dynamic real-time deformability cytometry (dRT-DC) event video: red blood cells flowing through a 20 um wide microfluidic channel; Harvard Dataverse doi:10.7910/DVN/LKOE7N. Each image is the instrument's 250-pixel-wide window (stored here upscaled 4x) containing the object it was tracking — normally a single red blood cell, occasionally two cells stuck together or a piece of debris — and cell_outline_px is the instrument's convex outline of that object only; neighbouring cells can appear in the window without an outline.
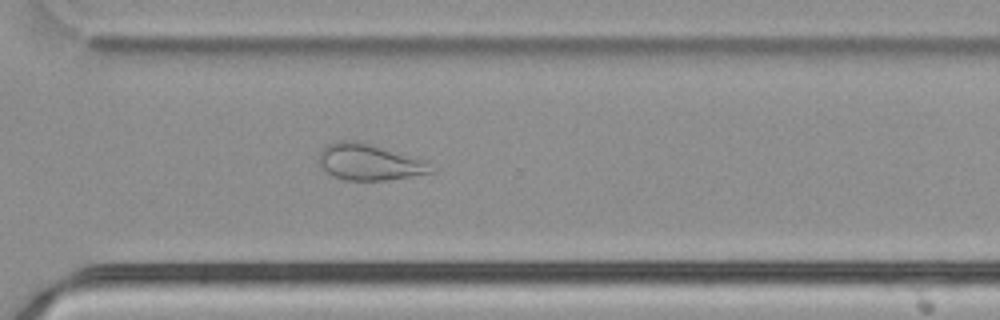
{"species": "common noctule bat (a hibernating species)", "species_latin": "Nyctalus noctula", "temperature_condition": "cold", "stored_images_in_passage": 43, "camera_frame_rate_fps": 3000, "um_per_image_px": 0.085, "animal": {"sex": "male", "body_mass_g": 21.5, "forearm_length_mm": 52.0}, "frame": {"image": 1, "passage_image": 29, "time_ms": 9.333, "image_size_px": [1000, 320], "cell_outline_px": [[436, 172], [384, 180], [344, 180], [332, 176], [316, 160], [320, 152], [332, 140], [360, 140], [420, 160]], "centroid_in_image_um": [31.26, 13.76], "position_along_channel_um": 339.3, "area_um2": 23.29}}
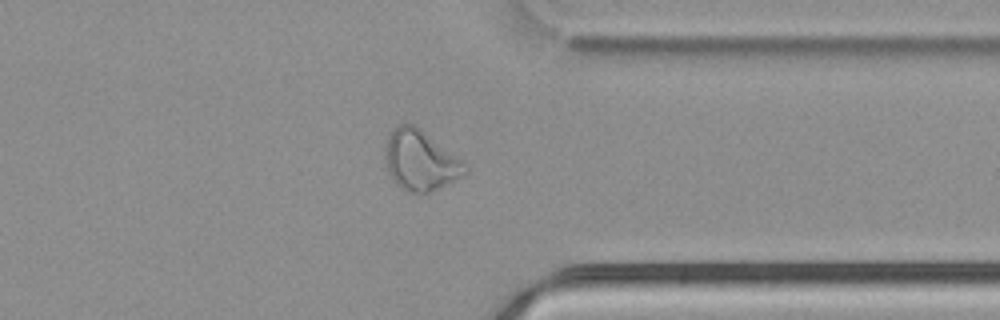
{"frame": {"image": 2, "passage_image": 32, "time_ms": 10.333, "image_size_px": [1000, 320], "cell_outline_px": [[468, 172], [428, 192], [408, 192], [400, 188], [396, 184], [388, 172], [388, 136], [392, 128], [400, 124], [412, 124], [420, 128], [464, 160], [468, 164]], "centroid_in_image_um": [35.78, 13.62], "position_along_channel_um": 375.6, "area_um2": 27.4}}
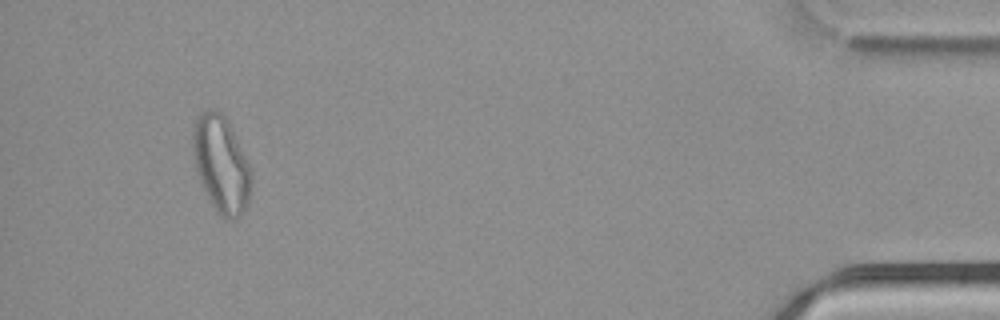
{"frame": {"image": 3, "passage_image": 40, "time_ms": 13.0, "image_size_px": [1000, 320], "cell_outline_px": [[252, 184], [248, 204], [240, 216], [236, 220], [228, 220], [220, 216], [216, 212], [196, 172], [192, 152], [192, 124], [196, 116], [200, 112], [208, 108], [212, 108], [220, 112], [228, 120], [248, 160], [252, 172]], "centroid_in_image_um": [18.8, 13.94], "position_along_channel_um": 416.4, "area_um2": 33.64}}